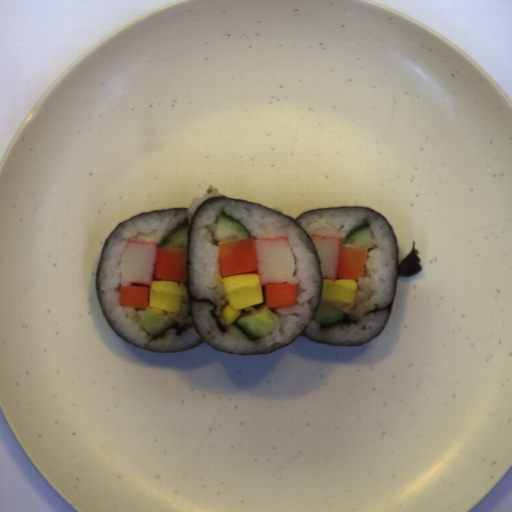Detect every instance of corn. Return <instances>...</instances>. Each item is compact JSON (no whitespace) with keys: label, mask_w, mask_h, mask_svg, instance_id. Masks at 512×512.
Returning <instances> with one entry per match:
<instances>
[{"label":"corn","mask_w":512,"mask_h":512,"mask_svg":"<svg viewBox=\"0 0 512 512\" xmlns=\"http://www.w3.org/2000/svg\"><path fill=\"white\" fill-rule=\"evenodd\" d=\"M221 313L226 326L233 325L241 316L240 309H233L230 303L222 308Z\"/></svg>","instance_id":"corn-1"},{"label":"corn","mask_w":512,"mask_h":512,"mask_svg":"<svg viewBox=\"0 0 512 512\" xmlns=\"http://www.w3.org/2000/svg\"><path fill=\"white\" fill-rule=\"evenodd\" d=\"M147 309L150 311V313H152L154 315H157V316L165 315V310L158 309V308H155V307H149Z\"/></svg>","instance_id":"corn-2"}]
</instances>
